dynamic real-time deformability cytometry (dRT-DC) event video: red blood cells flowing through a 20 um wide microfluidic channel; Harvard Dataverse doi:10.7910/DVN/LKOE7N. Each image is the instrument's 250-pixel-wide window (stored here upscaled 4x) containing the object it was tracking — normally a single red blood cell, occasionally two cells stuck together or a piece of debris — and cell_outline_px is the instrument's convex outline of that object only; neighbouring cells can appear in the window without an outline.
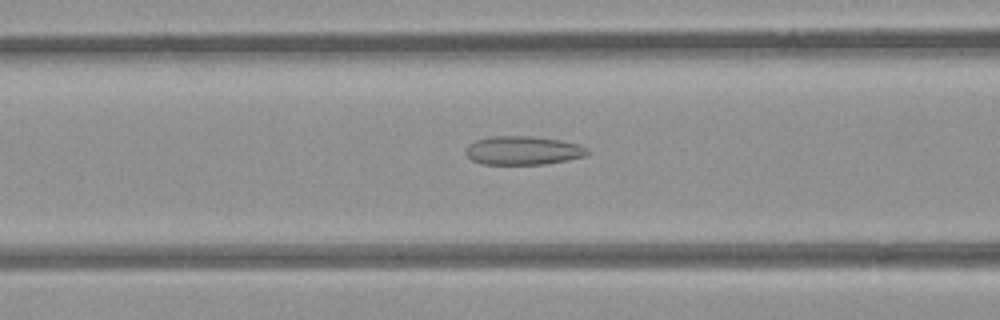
{"species": "common noctule bat (a hibernating species)", "species_latin": "Nyctalus noctula", "temperature_condition": "room temperature", "stored_images_in_passage": 39, "camera_frame_rate_fps": 3000, "um_per_image_px": 0.085, "animal": {"sex": "female", "body_mass_g": 21.9}, "frame": {"image": 1, "passage_image": 11, "time_ms": 3.333, "image_size_px": [1000, 320], "cell_outline_px": [[588, 152], [584, 156], [568, 160], [544, 164], [484, 164], [472, 160], [464, 152], [468, 144], [476, 140], [492, 136], [528, 136], [560, 140], [576, 144], [588, 148]], "centroid_in_image_um": [44.42, 12.79], "position_along_channel_um": 122.2, "area_um2": 20.17}}
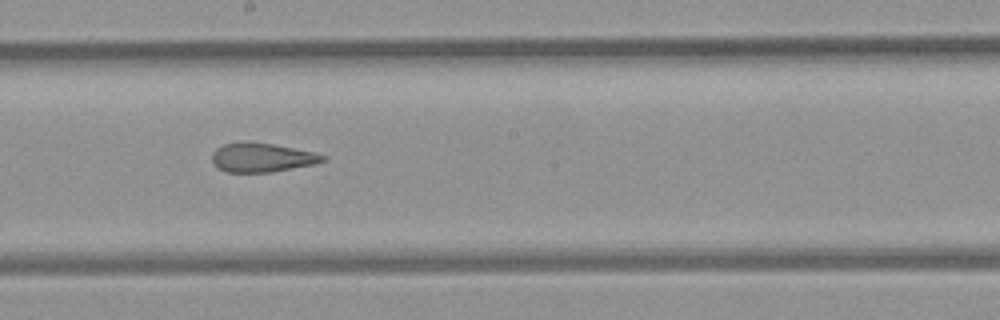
{"frame": {"image": 2, "passage_image": 19, "time_ms": 6.0, "image_size_px": [1000, 320], "cell_outline_px": [[328, 160], [316, 164], [268, 172], [224, 172], [212, 160], [212, 152], [216, 148], [224, 144], [272, 144], [316, 152], [328, 156]], "centroid_in_image_um": [22.35, 13.42], "position_along_channel_um": 225.8, "area_um2": 18.26}}
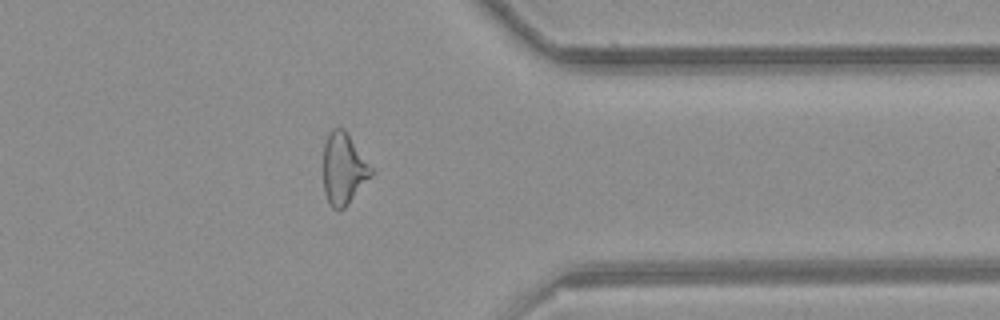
{"frame": {"image": 3, "passage_image": 32, "time_ms": 10.333, "image_size_px": [1000, 320], "cell_outline_px": [[372, 176], [348, 204], [340, 212], [336, 212], [332, 208], [324, 192], [324, 144], [332, 128], [344, 128], [372, 168]], "centroid_in_image_um": [29.2, 14.38], "position_along_channel_um": 382.2, "area_um2": 19.83}}